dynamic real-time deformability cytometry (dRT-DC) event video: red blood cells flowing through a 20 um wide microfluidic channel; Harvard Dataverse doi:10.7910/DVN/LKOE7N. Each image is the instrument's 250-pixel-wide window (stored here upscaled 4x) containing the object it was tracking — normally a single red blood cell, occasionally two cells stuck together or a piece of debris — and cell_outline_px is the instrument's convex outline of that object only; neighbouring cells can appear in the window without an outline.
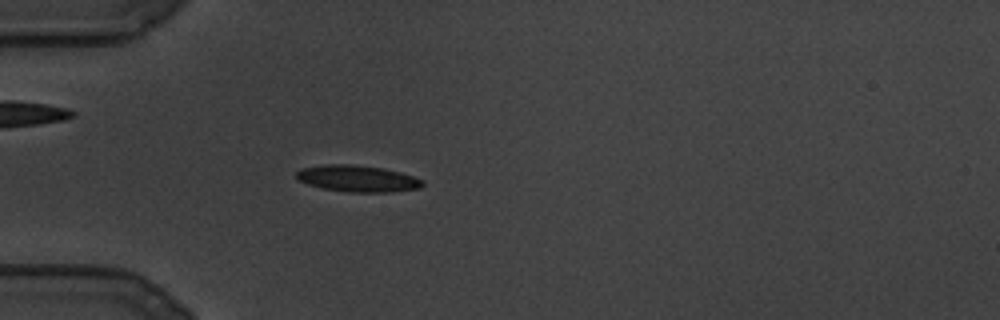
{"species": "common noctule bat (a hibernating species)", "species_latin": "Nyctalus noctula", "temperature_condition": "cold", "stored_images_in_passage": 103, "camera_frame_rate_fps": 3000, "um_per_image_px": 0.085, "animal": {"sex": "male", "body_mass_g": 19.5, "forearm_length_mm": 54.6}, "frame": {"image": 1, "passage_image": 25, "time_ms": 8.0, "image_size_px": [1000, 320], "cell_outline_px": [[424, 184], [420, 188], [388, 192], [348, 192], [324, 188], [308, 184], [300, 180], [296, 176], [296, 172], [304, 168], [324, 164], [352, 164], [384, 168], [400, 172], [424, 180]], "centroid_in_image_um": [30.43, 15.17], "position_along_channel_um": 54.6, "area_um2": 19.36}}
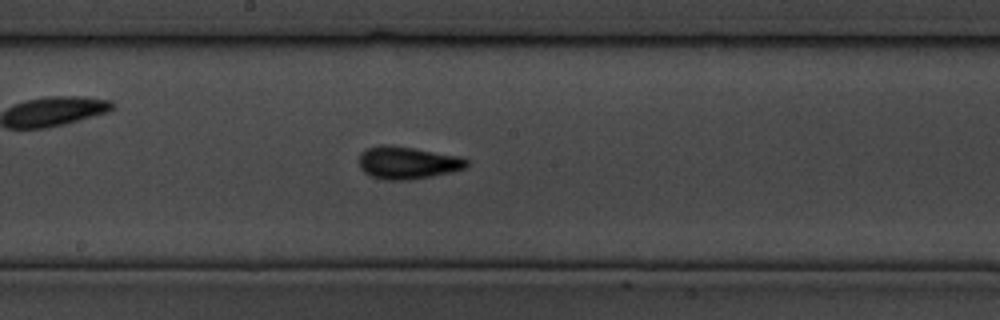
{"frame": {"image": 2, "passage_image": 53, "time_ms": 17.333, "image_size_px": [1000, 320], "cell_outline_px": [[468, 164], [464, 168], [452, 172], [432, 176], [408, 180], [384, 180], [372, 176], [364, 172], [360, 168], [360, 152], [364, 148], [380, 144], [392, 144], [416, 148], [460, 156], [468, 160]], "centroid_in_image_um": [34.61, 13.81], "position_along_channel_um": 213.6, "area_um2": 20.69}}
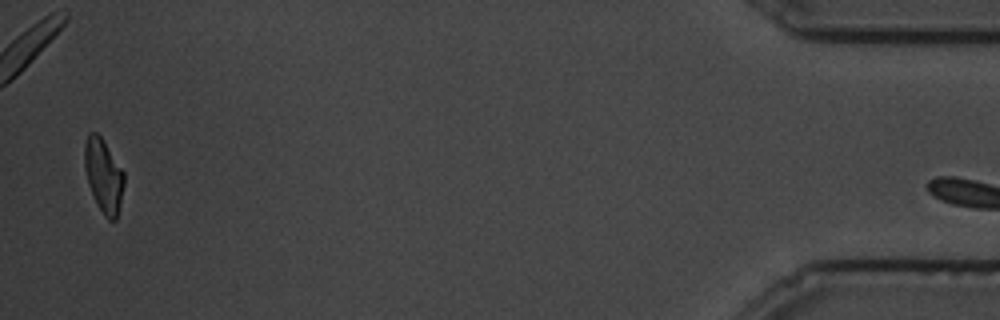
{"frame": {"image": 3, "passage_image": 102, "time_ms": 33.667, "image_size_px": [1000, 320], "cell_outline_px": [[124, 184], [120, 204], [116, 220], [108, 220], [104, 216], [88, 184], [84, 168], [84, 144], [88, 132], [96, 132], [104, 140], [124, 172]], "centroid_in_image_um": [8.79, 14.89], "position_along_channel_um": 426.4, "area_um2": 16.94}}